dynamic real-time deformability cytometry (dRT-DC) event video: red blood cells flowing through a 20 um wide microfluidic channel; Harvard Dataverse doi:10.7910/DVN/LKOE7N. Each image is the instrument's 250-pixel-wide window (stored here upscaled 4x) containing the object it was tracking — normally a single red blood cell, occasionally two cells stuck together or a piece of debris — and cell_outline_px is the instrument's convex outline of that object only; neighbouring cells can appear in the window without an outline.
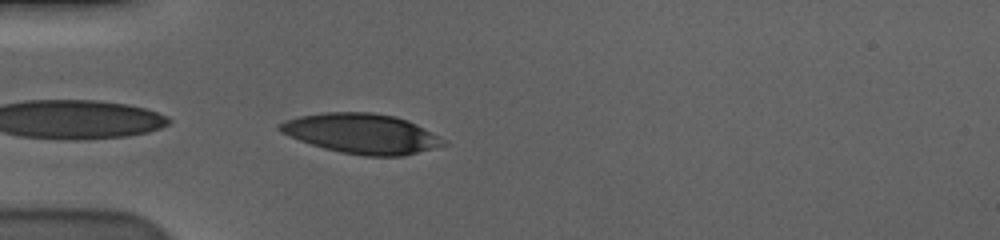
{"species": "human", "species_latin": "Homo sapiens", "temperature_condition": "cold", "stored_images_in_passage": 34, "camera_frame_rate_fps": 3000, "um_per_image_px": 0.085, "donor": {"sex": "male"}, "frame": {"image": 1, "passage_image": 1, "time_ms": 0.0, "image_size_px": [1000, 240], "cell_outline_px": [[448, 144], [404, 156], [364, 156], [340, 152], [324, 148], [288, 136], [280, 132], [276, 128], [284, 120], [300, 116], [324, 112], [372, 112], [396, 116], [408, 120], [416, 124], [444, 140]], "centroid_in_image_um": [30.72, 11.35], "position_along_channel_um": 54.3, "area_um2": 37.97}}
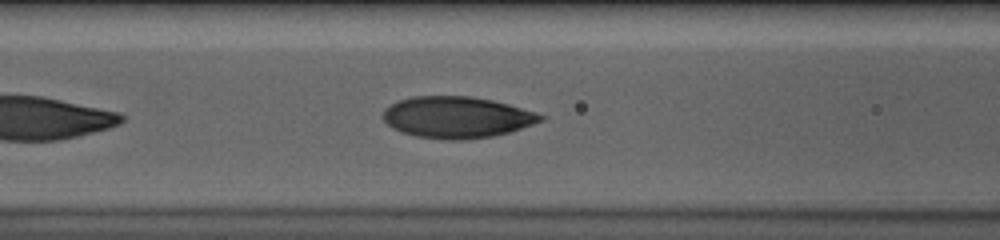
{"frame": {"image": 2, "passage_image": 8, "time_ms": 2.333, "image_size_px": [1000, 240], "cell_outline_px": [[544, 120], [508, 132], [492, 136], [464, 140], [448, 140], [416, 136], [400, 132], [392, 128], [384, 120], [384, 108], [400, 100], [412, 96], [472, 96], [492, 100], [508, 104], [536, 112], [544, 116]], "centroid_in_image_um": [38.81, 9.97], "position_along_channel_um": 127.8, "area_um2": 37.92}}
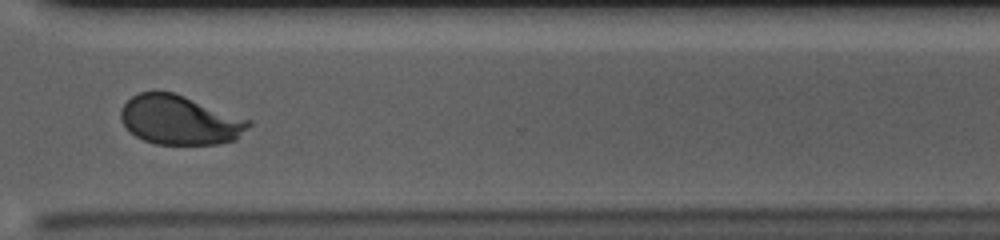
{"frame": {"image": 3, "passage_image": 27, "time_ms": 8.667, "image_size_px": [1000, 240], "cell_outline_px": [[252, 124], [236, 140], [216, 144], [156, 144], [144, 140], [136, 136], [120, 120], [120, 108], [132, 96], [140, 92], [172, 92], [184, 96], [252, 120]], "centroid_in_image_um": [15.29, 10.21], "position_along_channel_um": 355.3, "area_um2": 36.53}, "authors_computed_cell_mechanics": {"area_um2": 37.9457, "velocity_mm_per_s": 3.5941, "shape_relaxation_time_tau1_ms": 4.0304, "shape_relaxation_time_tau2_ms": 0.9368, "deformation_change_tau1": 0.1629, "deformation_change_tau2": 0.0482}}